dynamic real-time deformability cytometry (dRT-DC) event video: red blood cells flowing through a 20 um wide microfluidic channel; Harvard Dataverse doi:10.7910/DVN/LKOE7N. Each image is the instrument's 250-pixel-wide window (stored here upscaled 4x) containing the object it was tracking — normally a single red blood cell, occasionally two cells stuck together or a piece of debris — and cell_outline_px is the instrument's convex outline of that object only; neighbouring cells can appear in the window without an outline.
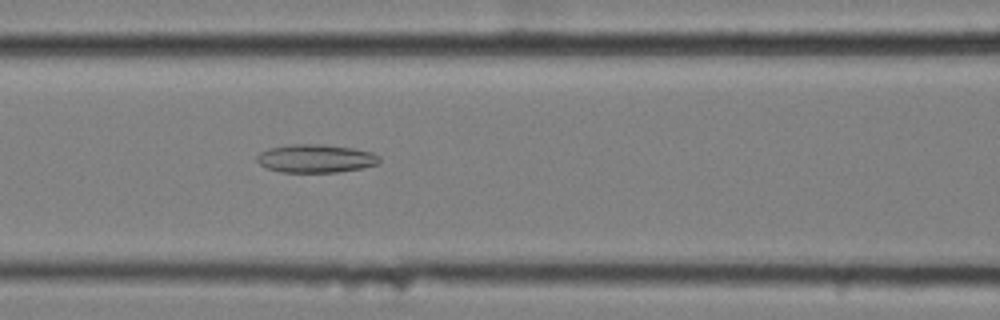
{"species": "common noctule bat (a hibernating species)", "species_latin": "Nyctalus noctula", "temperature_condition": "cold", "stored_images_in_passage": 45, "camera_frame_rate_fps": 3000, "um_per_image_px": 0.085, "animal": {"sex": "female", "body_mass_g": 25.1}, "frame": {"image": 1, "passage_image": 12, "time_ms": 3.667, "image_size_px": [1000, 320], "cell_outline_px": [[380, 160], [376, 164], [360, 168], [336, 172], [280, 172], [264, 168], [256, 160], [256, 156], [260, 152], [268, 148], [292, 144], [324, 144], [352, 148], [372, 152], [380, 156]], "centroid_in_image_um": [26.79, 13.47], "position_along_channel_um": 139.8, "area_um2": 20.23}}
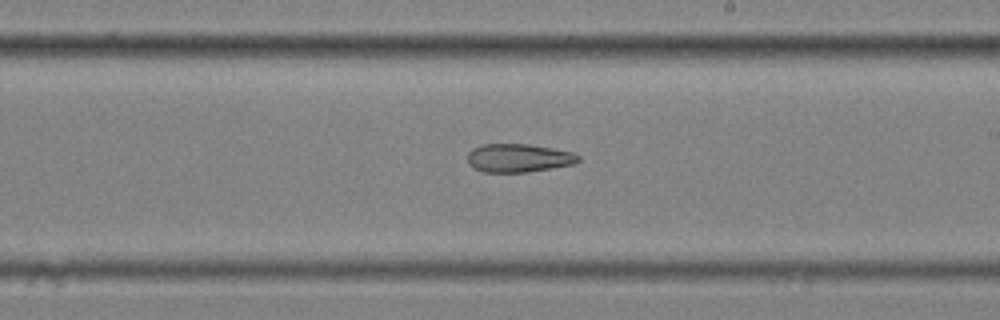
{"frame": {"image": 2, "passage_image": 21, "time_ms": 6.667, "image_size_px": [1000, 320], "cell_outline_px": [[580, 160], [572, 164], [524, 172], [484, 172], [468, 164], [468, 152], [472, 148], [484, 144], [528, 144], [552, 148], [572, 152], [580, 156]], "centroid_in_image_um": [44.05, 13.42], "position_along_channel_um": 245.0, "area_um2": 18.09}}
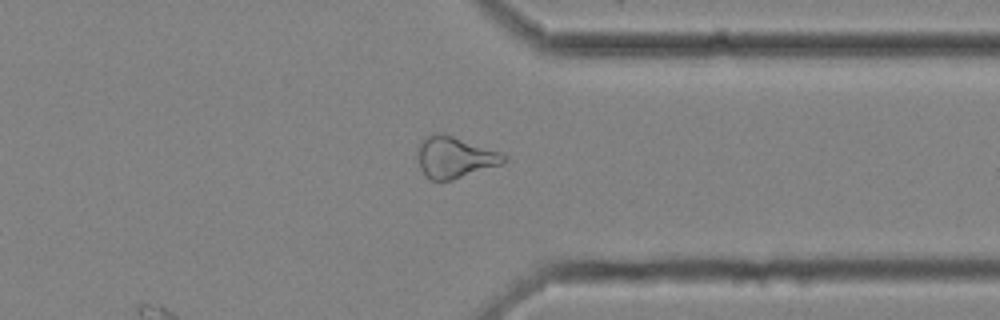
{"frame": {"image": 3, "passage_image": 32, "time_ms": 10.333, "image_size_px": [1000, 320], "cell_outline_px": [[508, 160], [500, 164], [452, 180], [432, 180], [424, 176], [420, 168], [416, 152], [416, 144], [424, 136], [436, 132], [444, 132], [496, 152], [504, 156]], "centroid_in_image_um": [38.51, 13.34], "position_along_channel_um": 372.9, "area_um2": 20.75}, "authors_computed_cell_mechanics": {"area_um2": 21.2704, "velocity_mm_per_s": 3.515, "shape_relaxation_time_tau1_ms": null, "shape_relaxation_time_tau2_ms": 4.7902, "deformation_change_tau1": null, "deformation_change_tau2": 0.1339}}